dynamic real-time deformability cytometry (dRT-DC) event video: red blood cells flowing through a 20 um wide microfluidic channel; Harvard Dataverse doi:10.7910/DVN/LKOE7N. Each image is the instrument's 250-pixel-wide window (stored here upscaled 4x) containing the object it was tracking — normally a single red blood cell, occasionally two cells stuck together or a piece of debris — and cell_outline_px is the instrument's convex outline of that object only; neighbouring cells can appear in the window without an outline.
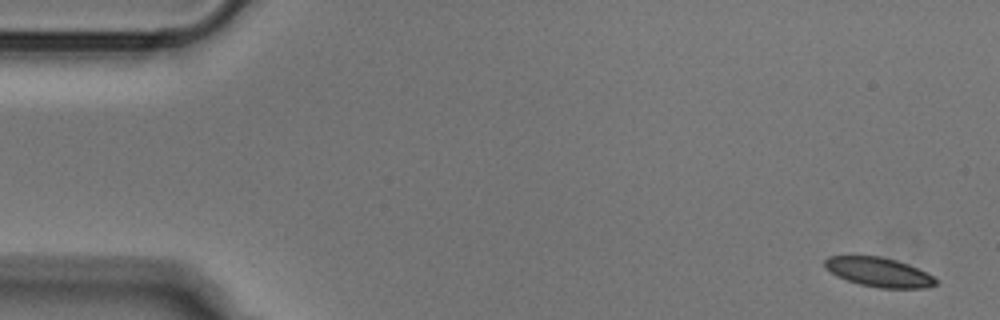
{"species": "Egyptian fruit bat (a non-hibernating species)", "species_latin": "Rousettus aegyptiacus", "temperature_condition": "cold", "stored_images_in_passage": 51, "camera_frame_rate_fps": 3000, "um_per_image_px": 0.085, "animal": {"sex": "male"}, "frame": {"image": 1, "passage_image": 1, "time_ms": 0.0, "image_size_px": [1000, 320], "cell_outline_px": [[940, 284], [924, 288], [880, 288], [860, 284], [836, 276], [824, 268], [824, 260], [828, 256], [880, 256], [896, 260], [908, 264], [940, 280]], "centroid_in_image_um": [74.7, 23.14], "position_along_channel_um": 10.3, "area_um2": 19.02}}
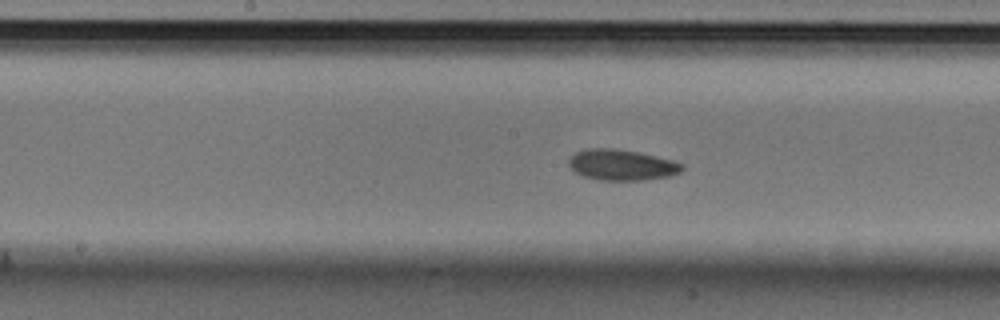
{"frame": {"image": 2, "passage_image": 25, "time_ms": 8.0, "image_size_px": [1000, 320], "cell_outline_px": [[684, 168], [680, 172], [672, 176], [640, 180], [600, 180], [584, 176], [576, 172], [568, 164], [568, 160], [576, 152], [588, 148], [616, 148], [640, 152], [672, 160], [684, 164]], "centroid_in_image_um": [52.87, 14.01], "position_along_channel_um": 195.3, "area_um2": 20.4}}
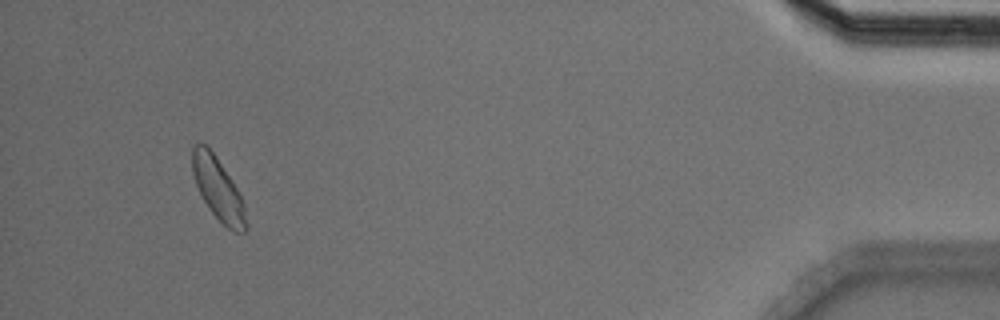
{"frame": {"image": 3, "passage_image": 48, "time_ms": 15.667, "image_size_px": [1000, 320], "cell_outline_px": [[248, 228], [244, 232], [232, 232], [208, 208], [196, 184], [192, 172], [192, 148], [196, 144], [204, 144], [216, 156], [232, 180], [244, 204]], "centroid_in_image_um": [18.55, 16.08], "position_along_channel_um": 416.7, "area_um2": 19.19}}